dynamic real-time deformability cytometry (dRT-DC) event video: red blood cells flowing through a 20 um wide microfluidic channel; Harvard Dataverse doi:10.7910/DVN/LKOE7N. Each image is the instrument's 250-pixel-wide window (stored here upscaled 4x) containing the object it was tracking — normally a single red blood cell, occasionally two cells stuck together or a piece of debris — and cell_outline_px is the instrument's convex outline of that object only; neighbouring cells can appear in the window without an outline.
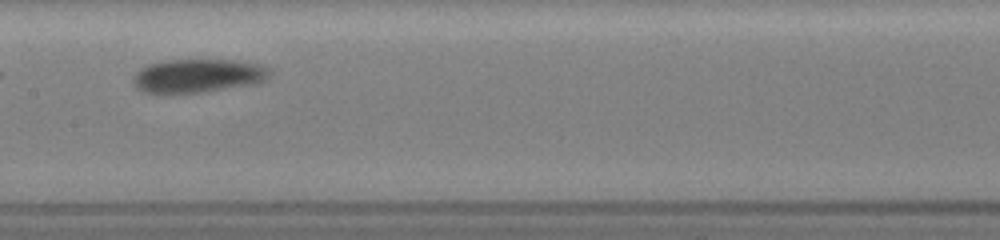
{"species": "common noctule bat (a hibernating species)", "species_latin": "Nyctalus noctula", "temperature_condition": "room temperature", "stored_images_in_passage": 14, "camera_frame_rate_fps": 3000, "um_per_image_px": 0.085, "animal": {"sex": "female", "body_mass_g": 19.5, "forearm_length_mm": 54.1}, "frame": {"image": 1, "passage_image": 10, "time_ms": 4.0, "image_size_px": [1000, 240], "cell_outline_px": [[268, 76], [264, 80], [248, 84], [200, 92], [164, 96], [144, 92], [136, 88], [132, 80], [136, 72], [140, 68], [152, 64], [172, 60], [236, 60], [260, 64], [268, 72]], "centroid_in_image_um": [16.69, 6.47], "position_along_channel_um": 190.7, "area_um2": 26.59}}